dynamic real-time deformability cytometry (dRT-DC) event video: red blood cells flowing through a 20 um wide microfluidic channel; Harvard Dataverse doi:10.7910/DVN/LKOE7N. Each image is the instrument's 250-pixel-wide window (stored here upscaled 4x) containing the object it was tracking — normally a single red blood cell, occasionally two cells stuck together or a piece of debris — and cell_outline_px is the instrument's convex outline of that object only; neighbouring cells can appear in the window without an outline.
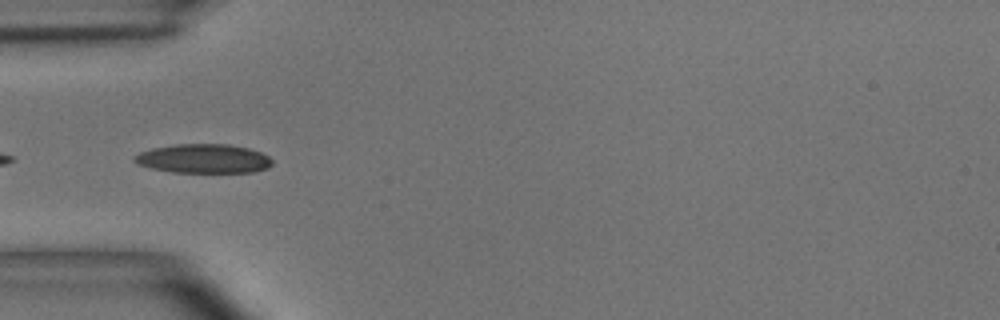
{"species": "common noctule bat (a hibernating species)", "species_latin": "Nyctalus noctula", "temperature_condition": "room temperature", "stored_images_in_passage": 4, "camera_frame_rate_fps": 3000, "um_per_image_px": 0.085, "animal": {"sex": "male", "body_mass_g": 15.6}, "frame": {"image": 1, "passage_image": 4, "time_ms": 3.667, "image_size_px": [1000, 320], "cell_outline_px": [[272, 164], [268, 168], [252, 172], [172, 172], [152, 168], [136, 164], [132, 160], [132, 156], [140, 152], [152, 148], [176, 144], [228, 144], [248, 148], [260, 152], [268, 156], [272, 160]], "centroid_in_image_um": [17.27, 13.48], "position_along_channel_um": 67.7, "area_um2": 23.41}}